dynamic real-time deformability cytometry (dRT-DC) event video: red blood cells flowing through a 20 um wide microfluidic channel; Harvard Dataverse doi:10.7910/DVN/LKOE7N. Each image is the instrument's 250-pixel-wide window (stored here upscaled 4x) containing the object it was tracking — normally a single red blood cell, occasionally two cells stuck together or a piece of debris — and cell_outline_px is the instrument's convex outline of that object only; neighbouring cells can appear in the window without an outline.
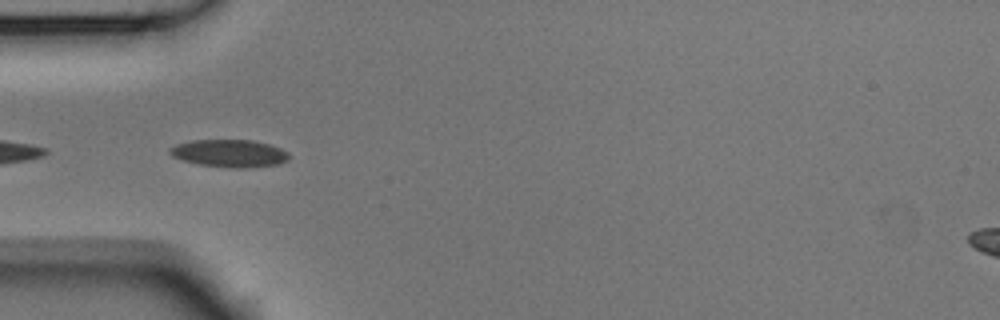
{"species": "Egyptian fruit bat (a non-hibernating species)", "species_latin": "Rousettus aegyptiacus", "temperature_condition": "room temperature", "stored_images_in_passage": 6, "camera_frame_rate_fps": 3000, "um_per_image_px": 0.085, "animal": {"sex": "male"}, "frame": {"image": 1, "passage_image": 2, "time_ms": 0.333, "image_size_px": [1000, 320], "cell_outline_px": [[288, 160], [280, 164], [244, 168], [236, 168], [200, 164], [184, 160], [172, 156], [168, 152], [168, 148], [176, 144], [192, 140], [252, 140], [268, 144], [280, 148], [288, 152]], "centroid_in_image_um": [19.5, 13.02], "position_along_channel_um": 65.5, "area_um2": 19.02}}